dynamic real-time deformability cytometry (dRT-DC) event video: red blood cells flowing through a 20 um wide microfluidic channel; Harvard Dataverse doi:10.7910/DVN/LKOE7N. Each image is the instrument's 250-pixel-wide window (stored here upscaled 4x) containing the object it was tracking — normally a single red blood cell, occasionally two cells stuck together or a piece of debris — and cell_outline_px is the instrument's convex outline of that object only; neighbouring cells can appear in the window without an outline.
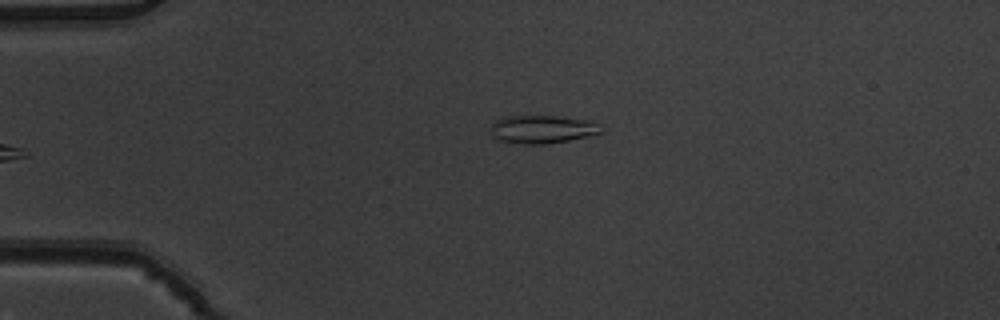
{"species": "common noctule bat (a hibernating species)", "species_latin": "Nyctalus noctula", "temperature_condition": "warm", "stored_images_in_passage": 6, "camera_frame_rate_fps": 3000, "um_per_image_px": 0.085, "animal": {"sex": "male", "body_mass_g": 19.5, "forearm_length_mm": 54.6}, "frame": {"image": 1, "passage_image": 6, "time_ms": 1.667, "image_size_px": [1000, 320], "cell_outline_px": [[604, 132], [588, 136], [548, 144], [524, 144], [496, 140], [492, 136], [488, 128], [496, 120], [508, 116], [556, 116], [592, 120], [600, 124]], "centroid_in_image_um": [46.1, 10.99], "position_along_channel_um": 38.9, "area_um2": 18.38}}